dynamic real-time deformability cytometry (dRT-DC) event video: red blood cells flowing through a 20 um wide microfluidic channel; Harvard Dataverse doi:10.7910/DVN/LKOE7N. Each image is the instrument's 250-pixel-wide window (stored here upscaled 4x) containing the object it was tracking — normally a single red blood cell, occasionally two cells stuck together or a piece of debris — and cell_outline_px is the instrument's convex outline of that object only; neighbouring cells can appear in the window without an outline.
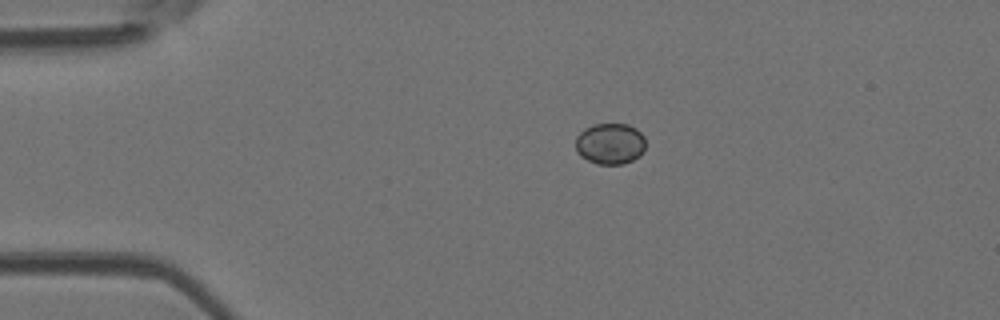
{"species": "Egyptian fruit bat (a non-hibernating species)", "species_latin": "Rousettus aegyptiacus", "temperature_condition": "room temperature", "stored_images_in_passage": 41, "camera_frame_rate_fps": 3000, "um_per_image_px": 0.085, "animal": {"sex": "female"}, "frame": {"image": 1, "passage_image": 1, "time_ms": 0.0, "image_size_px": [1000, 320], "cell_outline_px": [[644, 152], [640, 156], [624, 164], [596, 164], [580, 156], [576, 152], [576, 136], [584, 128], [592, 124], [628, 124], [636, 128], [644, 136]], "centroid_in_image_um": [51.85, 12.21], "position_along_channel_um": 33.1, "area_um2": 16.99}}
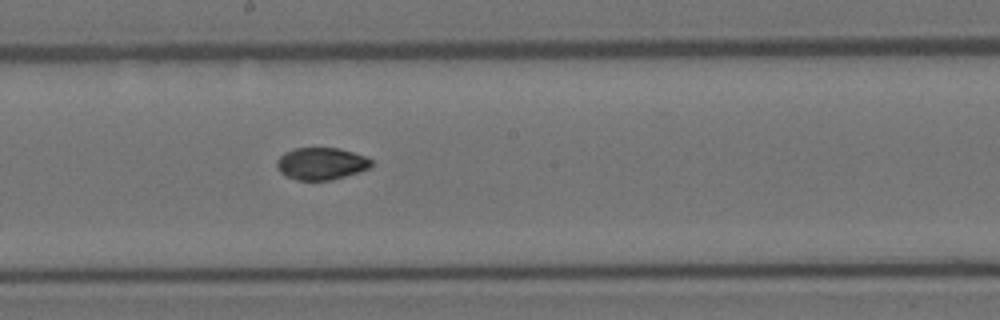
{"frame": {"image": 2, "passage_image": 18, "time_ms": 5.667, "image_size_px": [1000, 320], "cell_outline_px": [[372, 164], [368, 168], [360, 172], [332, 180], [296, 180], [284, 176], [276, 168], [276, 160], [284, 152], [296, 148], [340, 148], [364, 156], [372, 160]], "centroid_in_image_um": [27.27, 13.92], "position_along_channel_um": 220.9, "area_um2": 17.86}}
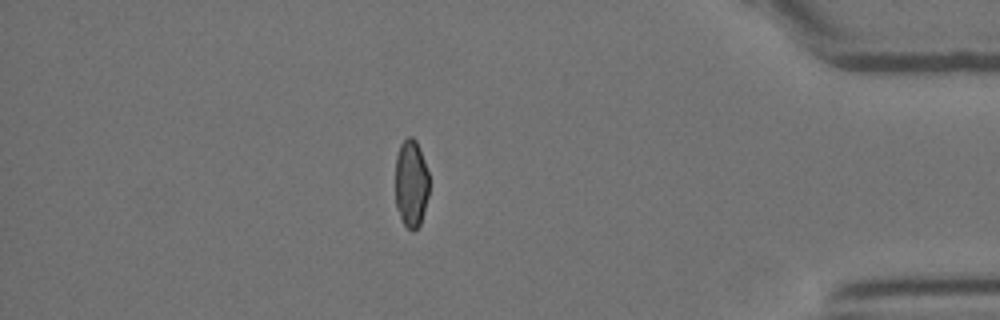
{"frame": {"image": 3, "passage_image": 34, "time_ms": 11.0, "image_size_px": [1000, 320], "cell_outline_px": [[428, 196], [424, 212], [420, 224], [412, 232], [404, 224], [396, 208], [396, 156], [400, 144], [408, 136], [412, 136], [416, 140], [420, 148], [428, 172]], "centroid_in_image_um": [34.95, 15.58], "position_along_channel_um": 400.3, "area_um2": 17.28}, "authors_computed_cell_mechanics": {"area_um2": 18.207, "velocity_mm_per_s": 4.0824, "shape_relaxation_time_tau1_ms": 8.7332, "shape_relaxation_time_tau2_ms": 3.8519, "deformation_change_tau1": 0.158, "deformation_change_tau2": 0.0577}}